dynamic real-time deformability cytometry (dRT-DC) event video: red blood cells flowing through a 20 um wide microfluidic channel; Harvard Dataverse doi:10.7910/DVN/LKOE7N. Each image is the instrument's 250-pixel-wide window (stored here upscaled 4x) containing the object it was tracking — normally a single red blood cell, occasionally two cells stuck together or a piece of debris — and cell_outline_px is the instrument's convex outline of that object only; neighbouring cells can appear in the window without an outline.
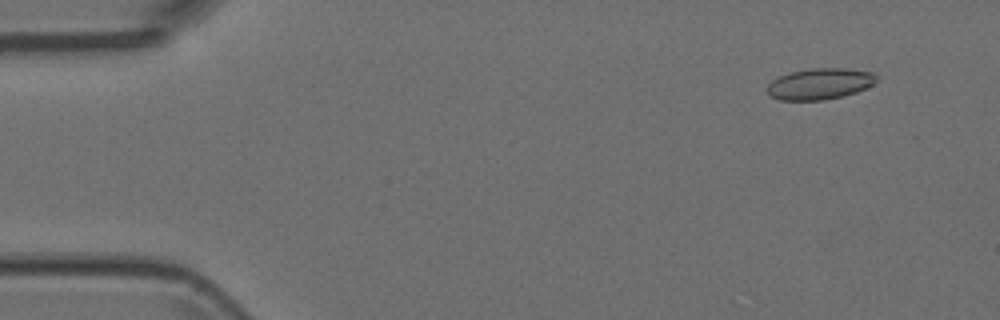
{"species": "Egyptian fruit bat (a non-hibernating species)", "species_latin": "Rousettus aegyptiacus", "temperature_condition": "room temperature", "stored_images_in_passage": 6, "camera_frame_rate_fps": 3000, "um_per_image_px": 0.085, "animal": {"sex": "female"}, "frame": {"image": 1, "passage_image": 2, "time_ms": 0.333, "image_size_px": [1000, 320], "cell_outline_px": [[876, 80], [872, 84], [856, 92], [844, 96], [824, 100], [780, 100], [772, 96], [768, 92], [768, 84], [772, 80], [780, 76], [792, 72], [808, 68], [848, 68], [872, 72], [876, 76]], "centroid_in_image_um": [69.69, 7.12], "position_along_channel_um": 15.3, "area_um2": 19.71}}
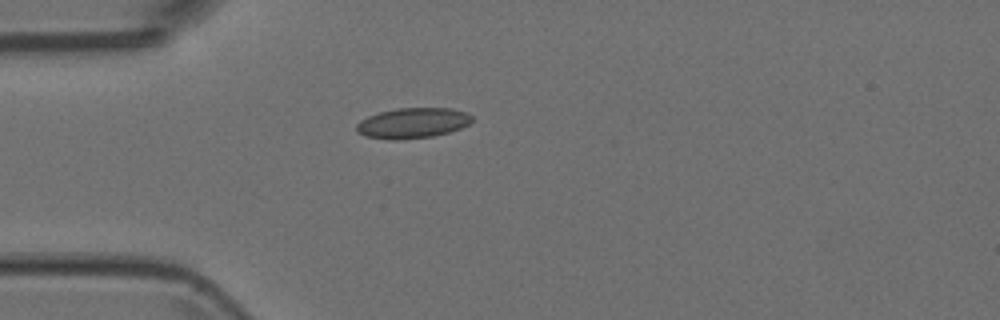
{"frame": {"image": 2, "passage_image": 5, "time_ms": 1.333, "image_size_px": [1000, 320], "cell_outline_px": [[472, 120], [468, 124], [460, 128], [448, 132], [432, 136], [392, 140], [364, 136], [356, 132], [356, 124], [360, 120], [368, 116], [380, 112], [396, 108], [452, 108], [468, 112], [472, 116]], "centroid_in_image_um": [35.06, 10.45], "position_along_channel_um": 49.9, "area_um2": 20.46}}